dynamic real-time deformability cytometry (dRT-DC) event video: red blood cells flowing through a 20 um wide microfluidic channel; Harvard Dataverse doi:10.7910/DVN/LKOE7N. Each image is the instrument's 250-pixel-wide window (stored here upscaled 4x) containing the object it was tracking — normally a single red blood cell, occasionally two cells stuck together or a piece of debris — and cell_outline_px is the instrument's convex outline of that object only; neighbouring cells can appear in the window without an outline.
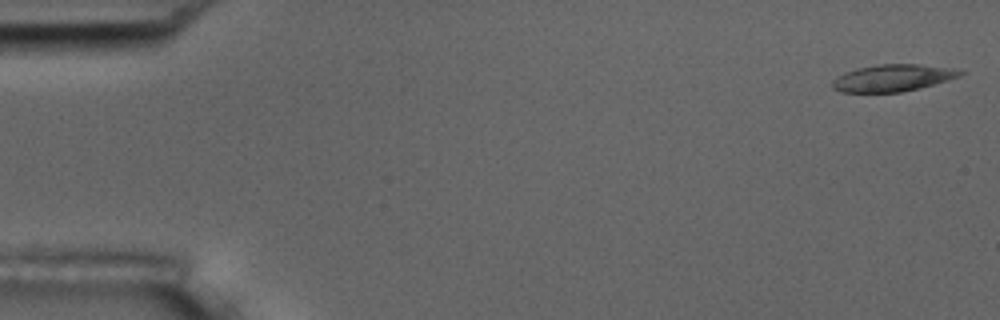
{"species": "common noctule bat (a hibernating species)", "species_latin": "Nyctalus noctula", "temperature_condition": "room temperature", "stored_images_in_passage": 55, "camera_frame_rate_fps": 3000, "um_per_image_px": 0.085, "animal": {"sex": "male", "body_mass_g": 17.5, "forearm_length_mm": 52.3}, "frame": {"image": 1, "passage_image": 1, "time_ms": 0.0, "image_size_px": [1000, 320], "cell_outline_px": [[968, 72], [960, 76], [920, 88], [900, 92], [840, 92], [832, 88], [832, 80], [836, 76], [844, 72], [856, 68], [880, 64], [916, 64], [952, 68]], "centroid_in_image_um": [75.85, 6.62], "position_along_channel_um": 9.1, "area_um2": 20.11}}
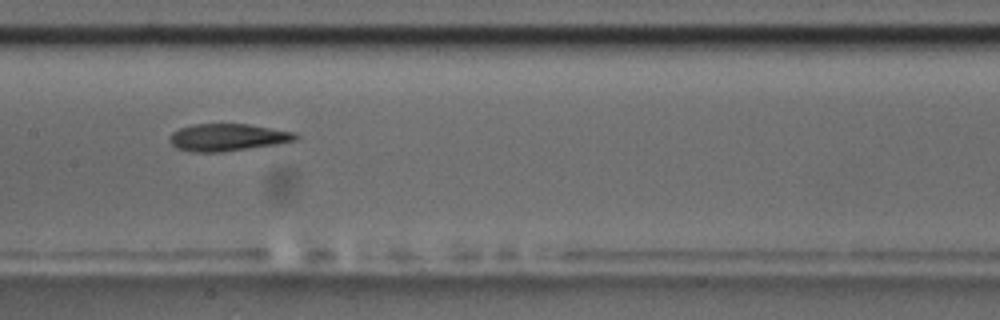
{"frame": {"image": 2, "passage_image": 27, "time_ms": 8.667, "image_size_px": [1000, 320], "cell_outline_px": [[300, 136], [296, 140], [276, 144], [220, 152], [192, 152], [176, 148], [168, 140], [168, 136], [172, 132], [180, 128], [192, 124], [248, 124], [296, 132]], "centroid_in_image_um": [19.32, 11.67], "position_along_channel_um": 188.1, "area_um2": 20.06}}
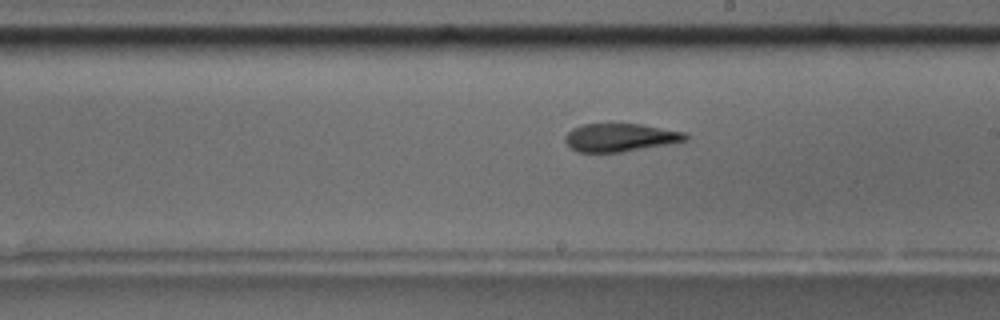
{"frame": {"image": 3, "passage_image": 31, "time_ms": 10.0, "image_size_px": [1000, 320], "cell_outline_px": [[688, 140], [620, 152], [576, 152], [564, 140], [564, 136], [572, 128], [584, 124], [640, 124], [684, 132], [688, 136]], "centroid_in_image_um": [52.67, 11.68], "position_along_channel_um": 236.3, "area_um2": 19.42}, "authors_computed_cell_mechanics": {"area_um2": 20.1722, "velocity_mm_per_s": 3.6377, "shape_relaxation_time_tau1_ms": 8.3651, "shape_relaxation_time_tau2_ms": 5.4235, "deformation_change_tau1": 0.2232, "deformation_change_tau2": 0.1499}}